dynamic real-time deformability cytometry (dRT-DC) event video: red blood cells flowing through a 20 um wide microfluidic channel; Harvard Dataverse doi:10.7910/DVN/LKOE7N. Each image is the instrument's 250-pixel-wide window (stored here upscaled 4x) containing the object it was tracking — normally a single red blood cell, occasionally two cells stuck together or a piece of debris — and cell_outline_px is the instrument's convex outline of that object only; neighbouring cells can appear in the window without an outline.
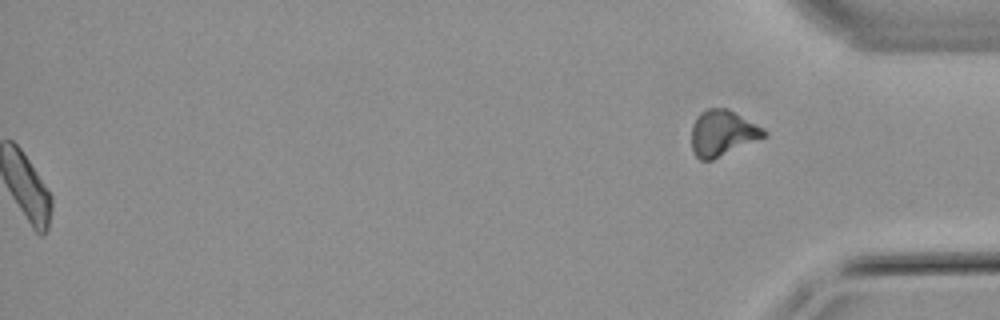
{"species": "common noctule bat (a hibernating species)", "species_latin": "Nyctalus noctula", "temperature_condition": "warm", "stored_images_in_passage": 61, "segment_of_instrument_passage": [2, 2], "camera_frame_rate_fps": 3000, "um_per_image_px": 0.085, "animal": {"sex": "male", "body_mass_g": 21.5, "forearm_length_mm": 52.0}, "frame": {"image": 1, "passage_image": 61, "time_ms": 20.0, "image_size_px": [1000, 320], "cell_outline_px": [[768, 136], [712, 160], [700, 160], [692, 152], [692, 124], [696, 116], [700, 112], [708, 108], [728, 108], [764, 128], [768, 132]], "centroid_in_image_um": [61.42, 11.31], "position_along_channel_um": 373.8, "area_um2": 19.59}}